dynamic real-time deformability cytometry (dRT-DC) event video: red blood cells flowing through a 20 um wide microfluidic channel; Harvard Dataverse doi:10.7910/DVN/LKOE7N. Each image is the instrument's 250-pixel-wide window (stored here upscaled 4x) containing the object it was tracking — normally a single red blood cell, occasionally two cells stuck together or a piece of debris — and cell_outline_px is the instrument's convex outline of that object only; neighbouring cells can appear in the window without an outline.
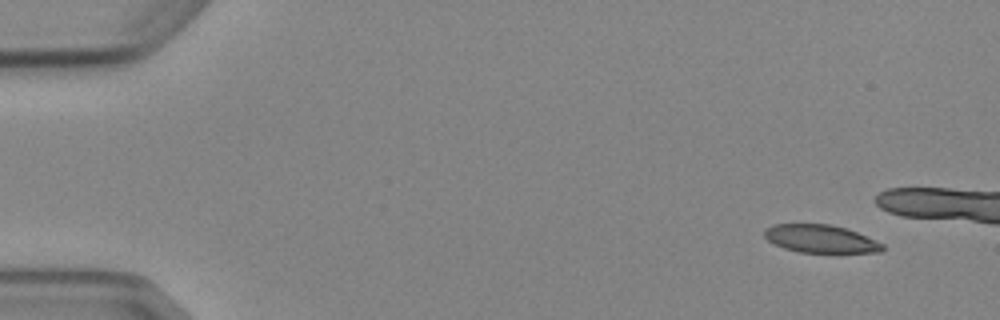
{"species": "Egyptian fruit bat (a non-hibernating species)", "species_latin": "Rousettus aegyptiacus", "temperature_condition": "cold", "stored_images_in_passage": 5, "camera_frame_rate_fps": 3000, "um_per_image_px": 0.085, "animal": {"sex": "female"}, "frame": {"image": 1, "passage_image": 1, "time_ms": 0.0, "image_size_px": [1000, 320], "cell_outline_px": [[884, 248], [880, 252], [800, 252], [784, 248], [768, 240], [764, 236], [764, 228], [772, 224], [828, 224], [848, 228], [884, 244]], "centroid_in_image_um": [69.74, 20.28], "position_along_channel_um": 15.3, "area_um2": 19.13}}